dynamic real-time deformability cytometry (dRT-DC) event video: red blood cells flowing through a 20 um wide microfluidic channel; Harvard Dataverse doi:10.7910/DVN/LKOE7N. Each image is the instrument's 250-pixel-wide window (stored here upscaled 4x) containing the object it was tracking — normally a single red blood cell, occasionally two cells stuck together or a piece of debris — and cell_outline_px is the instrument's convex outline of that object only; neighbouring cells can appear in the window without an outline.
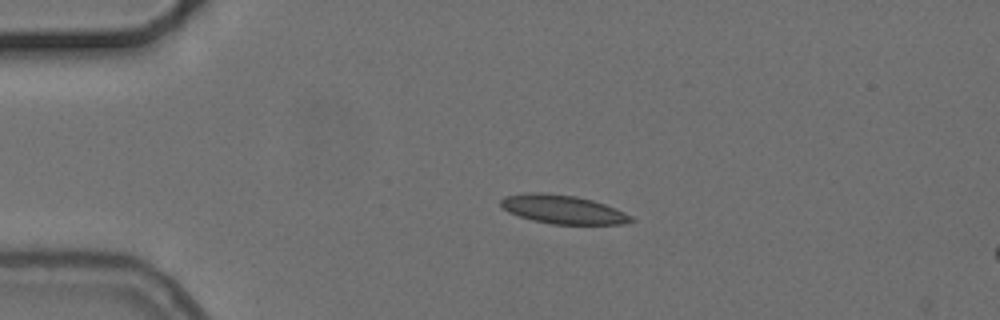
{"species": "common noctule bat (a hibernating species)", "species_latin": "Nyctalus noctula", "temperature_condition": "cold", "stored_images_in_passage": 4, "segment_of_instrument_passage": [1, 2], "camera_frame_rate_fps": 3000, "um_per_image_px": 0.085, "animal": {"sex": "female", "body_mass_g": 24.6, "forearm_length_mm": 56.2}, "frame": {"image": 1, "passage_image": 2, "time_ms": 1.667, "image_size_px": [1000, 320], "cell_outline_px": [[636, 220], [624, 224], [552, 224], [532, 220], [508, 212], [500, 204], [500, 200], [504, 196], [524, 192], [540, 192], [576, 196], [592, 200], [616, 208], [632, 216]], "centroid_in_image_um": [47.84, 17.79], "position_along_channel_um": 37.2, "area_um2": 21.85}}